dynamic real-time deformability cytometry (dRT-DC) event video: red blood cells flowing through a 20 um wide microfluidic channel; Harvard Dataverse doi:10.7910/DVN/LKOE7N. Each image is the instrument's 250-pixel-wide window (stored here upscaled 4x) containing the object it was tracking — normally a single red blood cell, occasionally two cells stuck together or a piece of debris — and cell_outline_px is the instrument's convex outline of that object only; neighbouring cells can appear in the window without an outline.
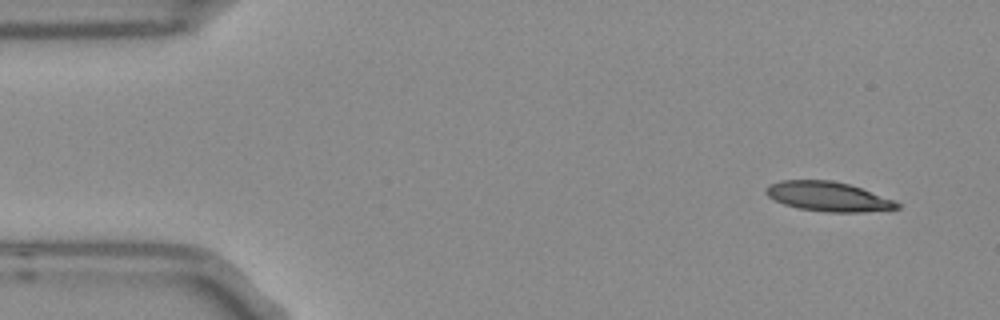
{"species": "Egyptian fruit bat (a non-hibernating species)", "species_latin": "Rousettus aegyptiacus", "temperature_condition": "room temperature", "stored_images_in_passage": 50, "camera_frame_rate_fps": 3000, "um_per_image_px": 0.085, "frame": {"image": 1, "passage_image": 1, "time_ms": 0.0, "image_size_px": [1000, 320], "cell_outline_px": [[900, 208], [864, 212], [824, 212], [800, 208], [784, 204], [768, 196], [764, 192], [764, 188], [768, 184], [780, 180], [832, 180], [848, 184], [860, 188], [892, 200], [900, 204]], "centroid_in_image_um": [70.33, 16.7], "position_along_channel_um": 14.7, "area_um2": 22.37}}
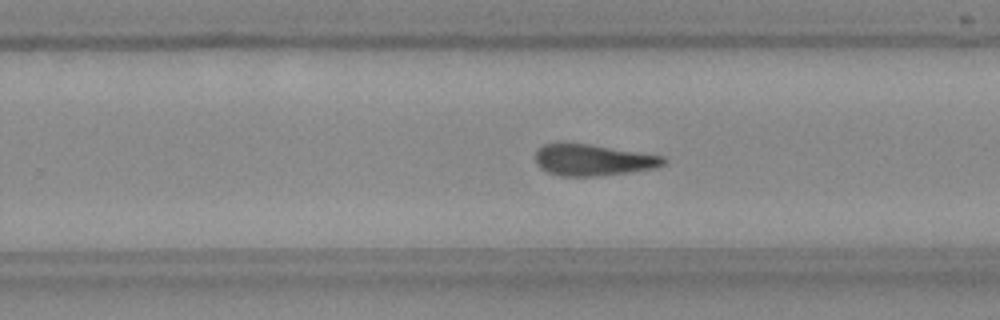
{"frame": {"image": 2, "passage_image": 30, "time_ms": 9.667, "image_size_px": [1000, 320], "cell_outline_px": [[664, 164], [656, 168], [628, 172], [596, 176], [560, 176], [548, 172], [540, 168], [536, 164], [536, 148], [544, 144], [588, 144], [664, 156]], "centroid_in_image_um": [50.37, 13.61], "position_along_channel_um": 279.4, "area_um2": 23.12}}
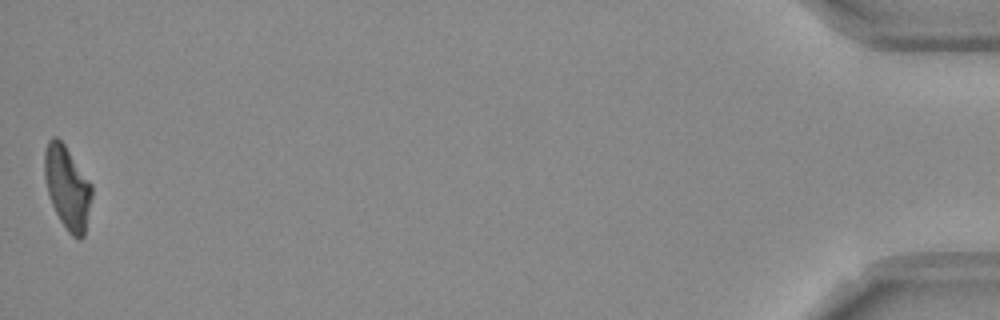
{"frame": {"image": 3, "passage_image": 50, "time_ms": 16.333, "image_size_px": [1000, 320], "cell_outline_px": [[92, 196], [84, 236], [80, 240], [76, 240], [68, 232], [60, 220], [52, 204], [48, 192], [44, 176], [44, 152], [48, 140], [52, 136], [56, 136], [64, 144], [92, 184]], "centroid_in_image_um": [5.72, 15.95], "position_along_channel_um": 429.5, "area_um2": 22.89}, "authors_computed_cell_mechanics": {"area_um2": 23.698, "velocity_mm_per_s": 3.7668, "shape_relaxation_time_tau1_ms": 6.5009, "shape_relaxation_time_tau2_ms": 3.2007, "deformation_change_tau1": 0.2251, "deformation_change_tau2": 0.1491}}